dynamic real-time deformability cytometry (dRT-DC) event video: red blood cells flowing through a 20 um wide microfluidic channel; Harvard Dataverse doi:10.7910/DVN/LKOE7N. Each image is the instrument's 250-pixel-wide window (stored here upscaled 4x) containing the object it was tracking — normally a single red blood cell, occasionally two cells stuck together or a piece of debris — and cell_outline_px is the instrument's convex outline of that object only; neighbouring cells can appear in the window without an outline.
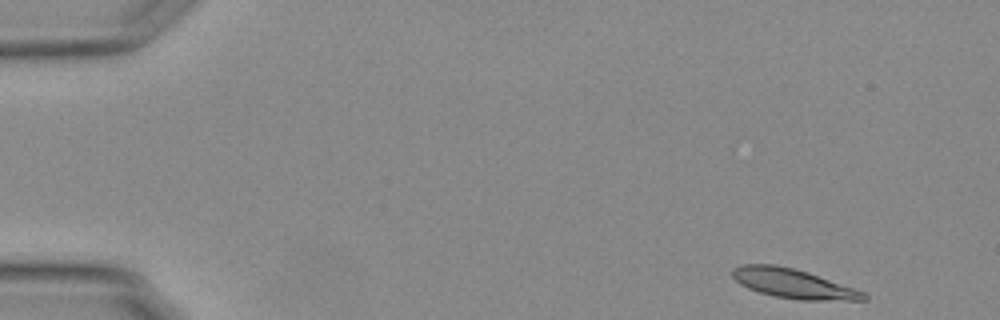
{"species": "Egyptian fruit bat (a non-hibernating species)", "species_latin": "Rousettus aegyptiacus", "temperature_condition": "warm", "stored_images_in_passage": 51, "camera_frame_rate_fps": 3000, "um_per_image_px": 0.085, "animal": {"sex": "female"}, "frame": {"image": 1, "passage_image": 1, "time_ms": 0.0, "image_size_px": [1000, 320], "cell_outline_px": [[868, 300], [800, 300], [772, 296], [748, 288], [740, 284], [732, 276], [732, 268], [740, 264], [772, 264], [792, 268], [808, 272], [864, 292], [868, 296]], "centroid_in_image_um": [67.39, 24.1], "position_along_channel_um": 17.6, "area_um2": 22.37}}
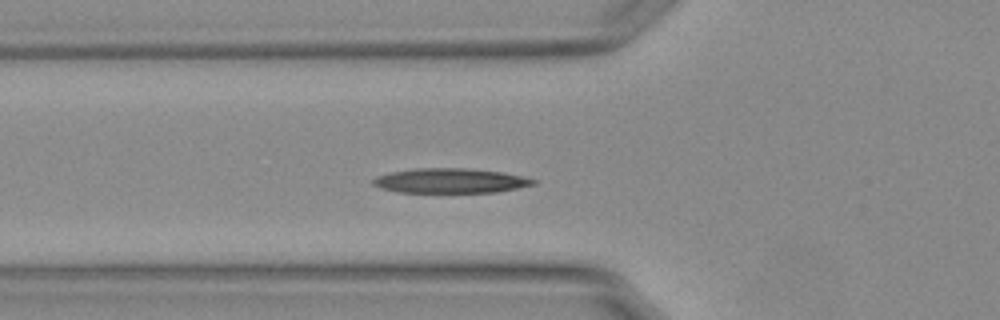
{"frame": {"image": 2, "passage_image": 16, "time_ms": 5.0, "image_size_px": [1000, 320], "cell_outline_px": [[536, 184], [496, 192], [396, 192], [380, 188], [372, 184], [372, 180], [376, 176], [392, 172], [416, 168], [468, 168], [500, 172], [524, 176], [536, 180]], "centroid_in_image_um": [38.26, 15.36], "position_along_channel_um": 87.5, "area_um2": 23.0}}
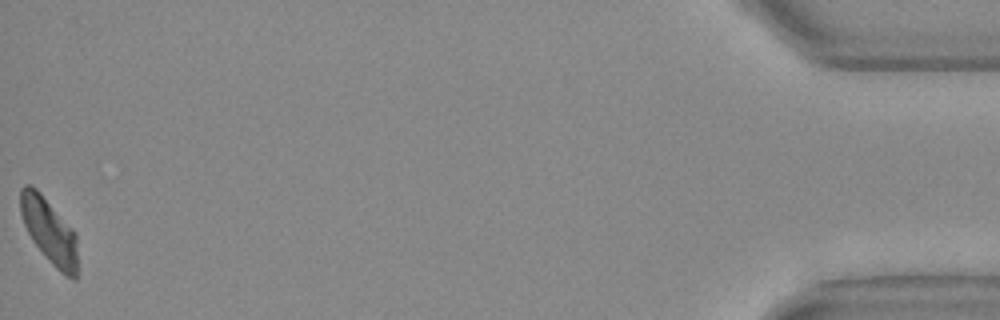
{"frame": {"image": 3, "passage_image": 51, "time_ms": 16.667, "image_size_px": [1000, 320], "cell_outline_px": [[76, 280], [72, 280], [60, 272], [52, 264], [32, 240], [24, 224], [20, 212], [20, 188], [24, 184], [32, 184], [40, 192], [76, 232]], "centroid_in_image_um": [4.17, 19.6], "position_along_channel_um": 431.0, "area_um2": 21.62}, "authors_computed_cell_mechanics": {"area_um2": 22.5998, "velocity_mm_per_s": 3.7468, "shape_relaxation_time_tau1_ms": null, "shape_relaxation_time_tau2_ms": 4.3289, "deformation_change_tau1": null, "deformation_change_tau2": 0.135}}